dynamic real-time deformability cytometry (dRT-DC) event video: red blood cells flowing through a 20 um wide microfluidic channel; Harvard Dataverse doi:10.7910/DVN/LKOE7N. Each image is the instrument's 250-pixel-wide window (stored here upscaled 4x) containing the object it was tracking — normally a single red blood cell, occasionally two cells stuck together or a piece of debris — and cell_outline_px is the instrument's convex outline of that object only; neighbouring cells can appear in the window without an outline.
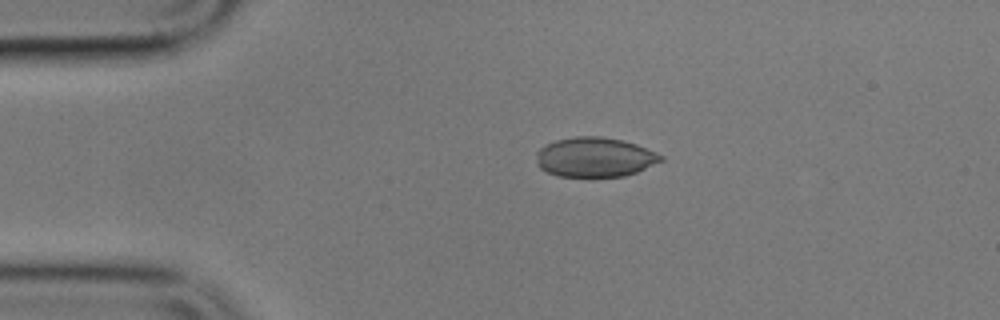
{"species": "common noctule bat (a hibernating species)", "species_latin": "Nyctalus noctula", "temperature_condition": "cold", "stored_images_in_passage": 5, "camera_frame_rate_fps": 3000, "um_per_image_px": 0.085, "animal": {"sex": "male", "body_mass_g": 17.9}, "frame": {"image": 1, "passage_image": 4, "time_ms": 3.333, "image_size_px": [1000, 320], "cell_outline_px": [[664, 160], [636, 172], [624, 176], [592, 180], [556, 176], [540, 168], [536, 164], [536, 152], [544, 144], [556, 140], [576, 136], [600, 136], [624, 140], [636, 144], [656, 152], [664, 156]], "centroid_in_image_um": [50.53, 13.4], "position_along_channel_um": 34.5, "area_um2": 29.88}}